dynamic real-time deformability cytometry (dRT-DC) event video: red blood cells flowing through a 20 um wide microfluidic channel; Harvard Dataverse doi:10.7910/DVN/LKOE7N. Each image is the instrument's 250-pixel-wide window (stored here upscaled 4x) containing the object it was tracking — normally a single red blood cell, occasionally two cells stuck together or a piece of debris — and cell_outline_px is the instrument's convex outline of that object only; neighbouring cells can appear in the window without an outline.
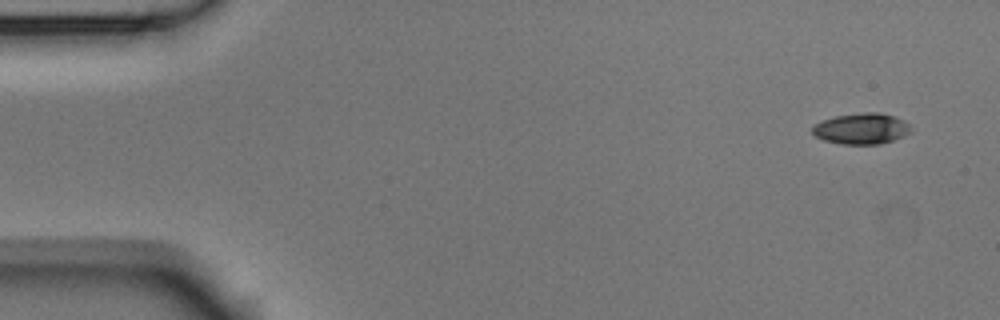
{"species": "Egyptian fruit bat (a non-hibernating species)", "species_latin": "Rousettus aegyptiacus", "temperature_condition": "room temperature", "stored_images_in_passage": 9, "camera_frame_rate_fps": 3000, "um_per_image_px": 0.085, "animal": {"sex": "male"}, "frame": {"image": 1, "passage_image": 1, "time_ms": 0.0, "image_size_px": [1000, 320], "cell_outline_px": [[912, 132], [904, 136], [880, 144], [840, 144], [824, 140], [816, 136], [812, 132], [812, 128], [816, 124], [824, 120], [836, 116], [864, 112], [880, 112], [904, 120], [912, 128]], "centroid_in_image_um": [73.26, 10.94], "position_along_channel_um": 11.7, "area_um2": 17.69}}
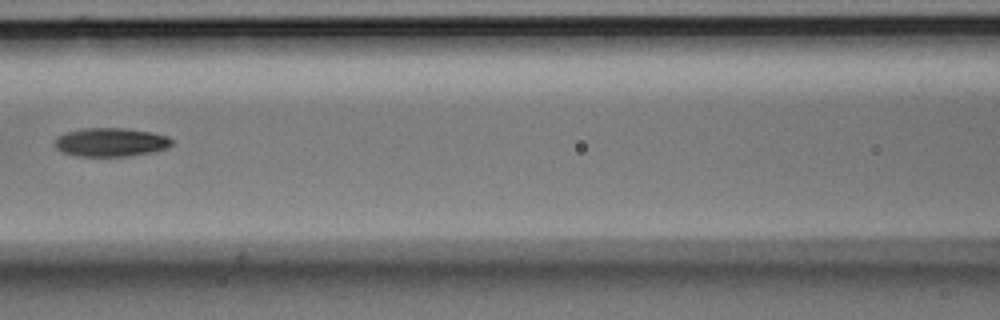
{"frame": {"image": 2, "passage_image": 7, "time_ms": 2.0, "image_size_px": [1000, 320], "cell_outline_px": [[172, 144], [168, 148], [152, 152], [132, 156], [76, 156], [60, 152], [56, 148], [56, 136], [64, 132], [80, 128], [124, 128], [152, 132], [168, 136], [172, 140]], "centroid_in_image_um": [9.4, 12.08], "position_along_channel_um": 157.2, "area_um2": 19.83}}
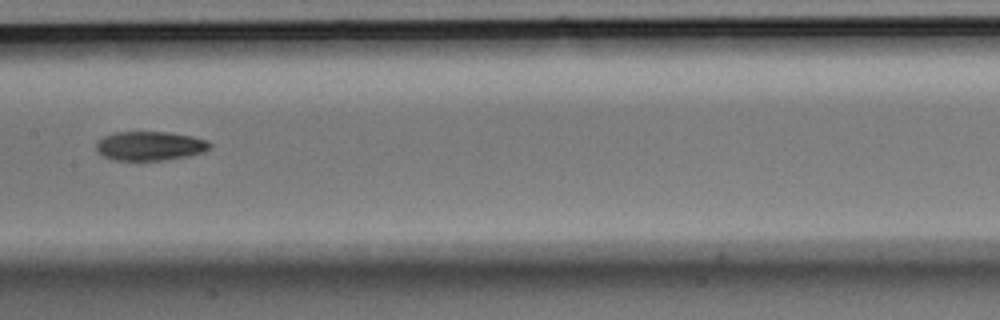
{"frame": {"image": 3, "passage_image": 8, "time_ms": 2.333, "image_size_px": [1000, 320], "cell_outline_px": [[212, 144], [204, 152], [188, 156], [160, 160], [112, 160], [96, 152], [96, 144], [104, 136], [116, 132], [168, 132], [192, 136], [208, 140]], "centroid_in_image_um": [12.74, 12.4], "position_along_channel_um": 194.7, "area_um2": 19.25}}